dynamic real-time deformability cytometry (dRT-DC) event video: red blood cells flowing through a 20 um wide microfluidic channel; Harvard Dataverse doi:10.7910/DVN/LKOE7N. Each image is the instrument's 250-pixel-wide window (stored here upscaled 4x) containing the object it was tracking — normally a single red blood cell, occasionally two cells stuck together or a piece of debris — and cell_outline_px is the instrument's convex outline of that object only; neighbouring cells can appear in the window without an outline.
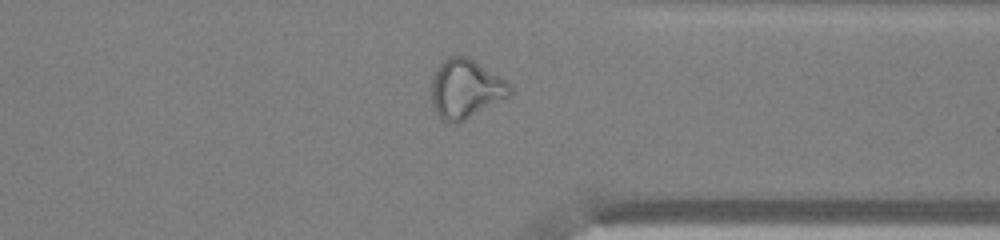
{"species": "common noctule bat (a hibernating species)", "species_latin": "Nyctalus noctula", "temperature_condition": "warm", "stored_images_in_passage": 44, "camera_frame_rate_fps": 3000, "um_per_image_px": 0.085, "animal": {"sex": "male", "body_mass_g": 13.0, "forearm_length_mm": 53.1}, "frame": {"image": 1, "passage_image": 38, "time_ms": 12.333, "image_size_px": [1000, 240], "cell_outline_px": [[512, 96], [456, 124], [448, 124], [440, 120], [432, 104], [428, 88], [432, 76], [440, 64], [448, 56], [468, 56], [512, 84]], "centroid_in_image_um": [39.55, 7.58], "position_along_channel_um": 371.8, "area_um2": 27.74}, "authors_computed_cell_mechanics": {"area_um2": 27.5706, "velocity_mm_per_s": 4.0857, "shape_relaxation_time_tau1_ms": null, "shape_relaxation_time_tau2_ms": 1.5086, "deformation_change_tau1": null, "deformation_change_tau2": 0.0995}}